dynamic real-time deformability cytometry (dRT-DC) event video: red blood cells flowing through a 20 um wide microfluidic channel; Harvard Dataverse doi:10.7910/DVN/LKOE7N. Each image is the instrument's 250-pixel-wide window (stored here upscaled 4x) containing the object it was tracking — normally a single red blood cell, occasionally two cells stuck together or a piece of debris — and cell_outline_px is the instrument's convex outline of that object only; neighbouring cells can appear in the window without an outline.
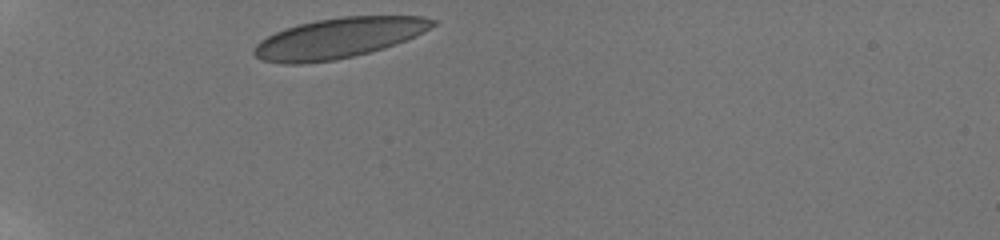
{"species": "human", "species_latin": "Homo sapiens", "temperature_condition": "room temperature", "stored_images_in_passage": 32, "camera_frame_rate_fps": 3000, "um_per_image_px": 0.085, "donor": {"sex": "male"}, "frame": {"image": 1, "passage_image": 1, "time_ms": 0.0, "image_size_px": [1000, 240], "cell_outline_px": [[436, 24], [416, 36], [396, 44], [384, 48], [336, 60], [304, 64], [280, 64], [260, 60], [252, 52], [256, 44], [260, 40], [284, 28], [316, 20], [344, 16], [424, 16], [436, 20]], "centroid_in_image_um": [28.75, 3.24], "position_along_channel_um": 56.2, "area_um2": 41.96}}
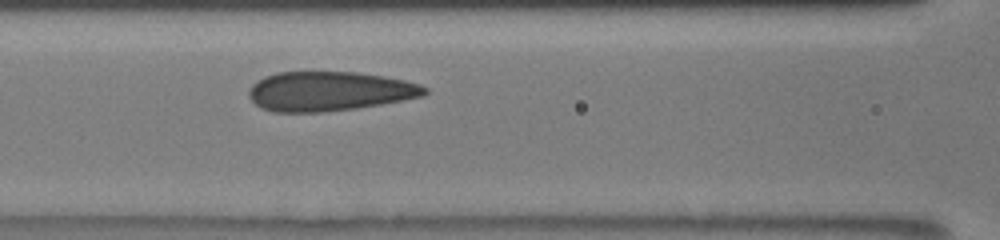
{"frame": {"image": 2, "passage_image": 10, "time_ms": 3.0, "image_size_px": [1000, 240], "cell_outline_px": [[428, 92], [424, 96], [404, 100], [356, 108], [324, 112], [272, 112], [260, 108], [248, 96], [248, 88], [256, 80], [264, 76], [276, 72], [356, 72], [384, 76], [404, 80], [420, 84], [428, 88]], "centroid_in_image_um": [27.97, 7.76], "position_along_channel_um": 138.6, "area_um2": 40.75}}
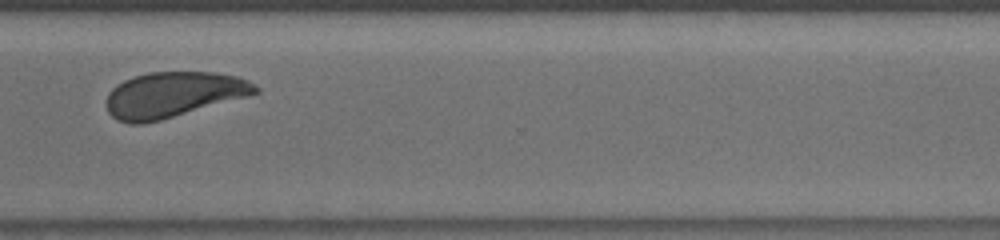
{"frame": {"image": 3, "passage_image": 27, "time_ms": 8.667, "image_size_px": [1000, 240], "cell_outline_px": [[260, 92], [252, 96], [160, 120], [144, 124], [128, 124], [116, 120], [108, 112], [108, 92], [116, 84], [132, 76], [148, 72], [212, 72], [236, 76], [248, 80], [256, 84], [260, 88]], "centroid_in_image_um": [14.77, 8.05], "position_along_channel_um": 355.8, "area_um2": 39.94}, "authors_computed_cell_mechanics": {"area_um2": 40.7779, "velocity_mm_per_s": 3.8379, "shape_relaxation_time_tau1_ms": 4.3365, "shape_relaxation_time_tau2_ms": null, "deformation_change_tau1": 0.1128, "deformation_change_tau2": null}}